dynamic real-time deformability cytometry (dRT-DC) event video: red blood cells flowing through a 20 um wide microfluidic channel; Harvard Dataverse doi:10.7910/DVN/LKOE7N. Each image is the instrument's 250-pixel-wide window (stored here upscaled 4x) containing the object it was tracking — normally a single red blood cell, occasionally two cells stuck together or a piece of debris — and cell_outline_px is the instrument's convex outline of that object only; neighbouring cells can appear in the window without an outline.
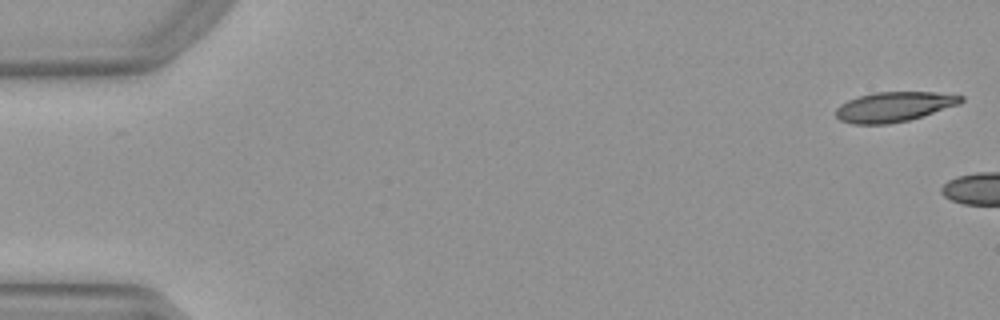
{"species": "Egyptian fruit bat (a non-hibernating species)", "species_latin": "Rousettus aegyptiacus", "temperature_condition": "warm", "stored_images_in_passage": 18, "camera_frame_rate_fps": 3000, "um_per_image_px": 0.085, "animal": {"sex": "female"}, "frame": {"image": 1, "passage_image": 1, "time_ms": 0.0, "image_size_px": [1000, 320], "cell_outline_px": [[964, 100], [960, 104], [908, 120], [888, 124], [852, 124], [840, 120], [836, 116], [836, 108], [840, 104], [848, 100], [872, 92], [936, 92], [964, 96]], "centroid_in_image_um": [75.98, 9.07], "position_along_channel_um": 9.0, "area_um2": 21.73}}
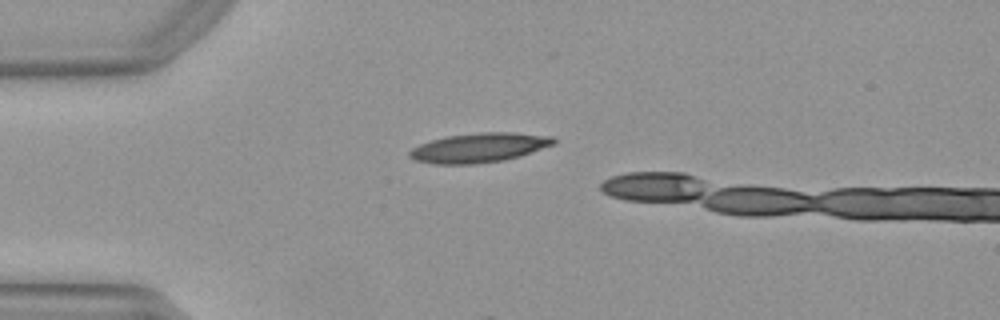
{"frame": {"image": 2, "passage_image": 13, "time_ms": 4.0, "image_size_px": [1000, 320], "cell_outline_px": [[556, 144], [520, 156], [504, 160], [472, 164], [432, 164], [416, 160], [408, 156], [408, 152], [412, 148], [420, 144], [432, 140], [448, 136], [484, 132], [516, 132], [556, 136]], "centroid_in_image_um": [40.78, 12.55], "position_along_channel_um": 44.2, "area_um2": 24.85}}